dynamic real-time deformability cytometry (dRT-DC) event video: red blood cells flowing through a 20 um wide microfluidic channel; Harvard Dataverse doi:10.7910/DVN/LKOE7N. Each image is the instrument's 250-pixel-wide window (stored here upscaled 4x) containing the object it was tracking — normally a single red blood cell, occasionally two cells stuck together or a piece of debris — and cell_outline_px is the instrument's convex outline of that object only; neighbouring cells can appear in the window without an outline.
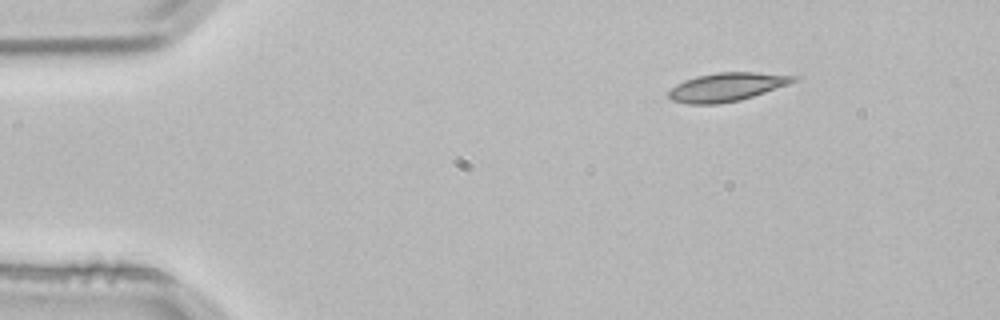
{"species": "common noctule bat (a hibernating species)", "species_latin": "Nyctalus noctula", "temperature_condition": "room temperature", "stored_images_in_passage": 3, "camera_frame_rate_fps": 3000, "um_per_image_px": 0.085, "animal": {"sex": "male", "body_mass_g": 21.5, "forearm_length_mm": 52.0}, "frame": {"image": 1, "passage_image": 1, "time_ms": 0.0, "image_size_px": [1000, 320], "cell_outline_px": [[800, 76], [796, 80], [788, 84], [740, 100], [716, 104], [688, 104], [672, 100], [668, 96], [668, 92], [676, 84], [684, 80], [696, 76], [716, 72], [756, 72]], "centroid_in_image_um": [61.75, 7.38], "position_along_channel_um": 23.3, "area_um2": 20.63}}